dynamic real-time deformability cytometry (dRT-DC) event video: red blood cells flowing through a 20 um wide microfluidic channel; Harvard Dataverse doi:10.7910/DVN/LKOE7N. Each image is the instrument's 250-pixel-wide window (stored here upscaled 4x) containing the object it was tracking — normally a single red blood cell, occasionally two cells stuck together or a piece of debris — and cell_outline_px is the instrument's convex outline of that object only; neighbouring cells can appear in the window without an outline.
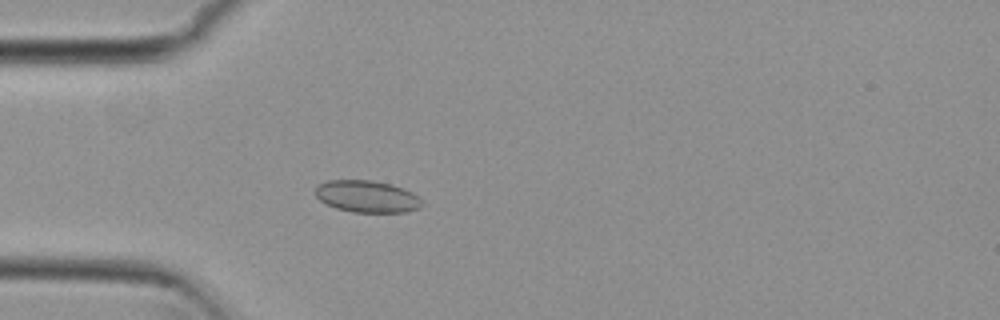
{"species": "common noctule bat (a hibernating species)", "species_latin": "Nyctalus noctula", "temperature_condition": "cold", "stored_images_in_passage": 46, "camera_frame_rate_fps": 3000, "um_per_image_px": 0.085, "animal": {"sex": "female", "body_mass_g": 29.2, "forearm_length_mm": 56.3}, "frame": {"image": 1, "passage_image": 7, "time_ms": 2.0, "image_size_px": [1000, 320], "cell_outline_px": [[424, 204], [420, 208], [408, 212], [352, 212], [336, 208], [320, 200], [316, 196], [316, 184], [328, 180], [372, 180], [392, 184], [404, 188], [412, 192]], "centroid_in_image_um": [31.2, 16.69], "position_along_channel_um": 53.8, "area_um2": 19.94}}
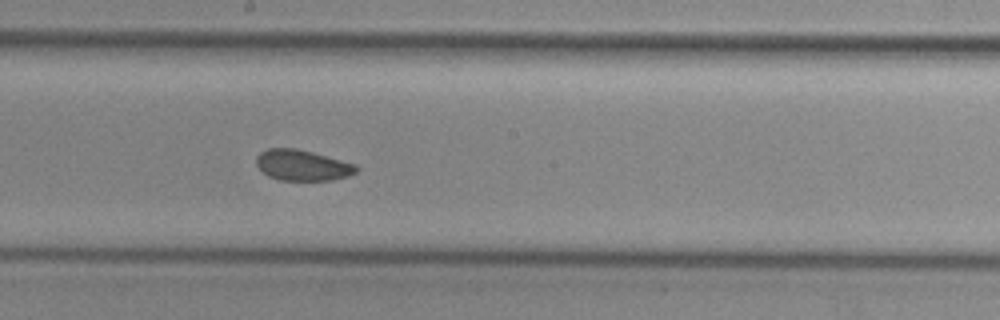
{"frame": {"image": 2, "passage_image": 21, "time_ms": 6.667, "image_size_px": [1000, 320], "cell_outline_px": [[360, 168], [356, 172], [348, 176], [332, 180], [280, 180], [268, 176], [256, 164], [256, 156], [260, 152], [268, 148], [296, 148], [312, 152], [356, 164]], "centroid_in_image_um": [25.71, 14.04], "position_along_channel_um": 222.5, "area_um2": 17.92}}
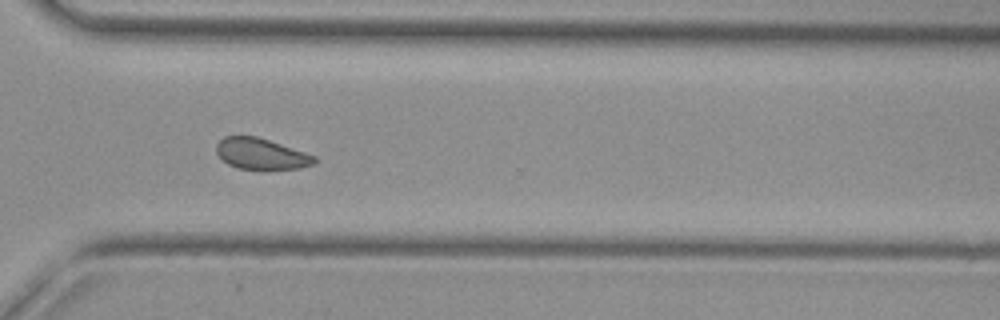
{"frame": {"image": 3, "passage_image": 31, "time_ms": 10.0, "image_size_px": [1000, 320], "cell_outline_px": [[316, 164], [300, 168], [264, 172], [260, 172], [236, 168], [228, 164], [216, 152], [216, 144], [224, 136], [256, 136], [316, 156]], "centroid_in_image_um": [22.21, 13.14], "position_along_channel_um": 348.4, "area_um2": 18.32}, "authors_computed_cell_mechanics": {"area_um2": 18.6694, "velocity_mm_per_s": 3.7742, "shape_relaxation_time_tau1_ms": null, "shape_relaxation_time_tau2_ms": 3.8556, "deformation_change_tau1": null, "deformation_change_tau2": 0.0829}}